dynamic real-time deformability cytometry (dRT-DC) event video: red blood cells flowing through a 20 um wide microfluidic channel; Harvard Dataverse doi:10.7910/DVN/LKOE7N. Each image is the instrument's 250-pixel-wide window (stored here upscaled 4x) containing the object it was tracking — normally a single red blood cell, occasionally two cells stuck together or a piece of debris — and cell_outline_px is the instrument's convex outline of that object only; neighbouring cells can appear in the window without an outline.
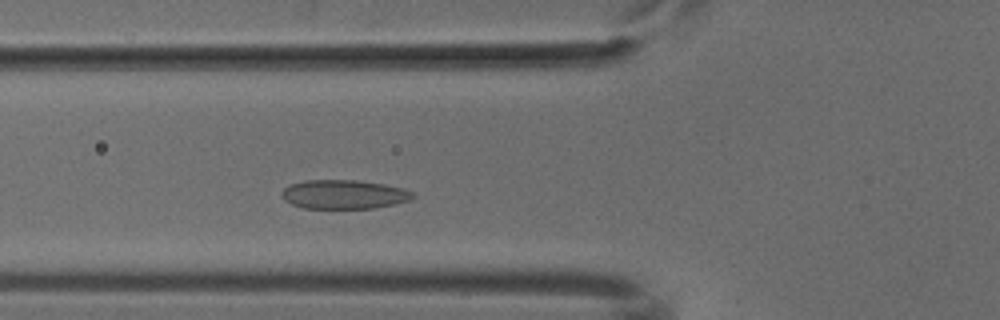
{"species": "common noctule bat (a hibernating species)", "species_latin": "Nyctalus noctula", "temperature_condition": "cold", "stored_images_in_passage": 44, "camera_frame_rate_fps": 3000, "um_per_image_px": 0.085, "animal": {"sex": "male", "body_mass_g": 18.8}, "frame": {"image": 1, "passage_image": 11, "time_ms": 3.333, "image_size_px": [1000, 320], "cell_outline_px": [[416, 196], [408, 200], [396, 204], [372, 208], [304, 208], [292, 204], [284, 200], [280, 192], [284, 188], [292, 184], [304, 180], [356, 180], [384, 184], [404, 188], [412, 192]], "centroid_in_image_um": [29.23, 16.52], "position_along_channel_um": 96.6, "area_um2": 22.14}}
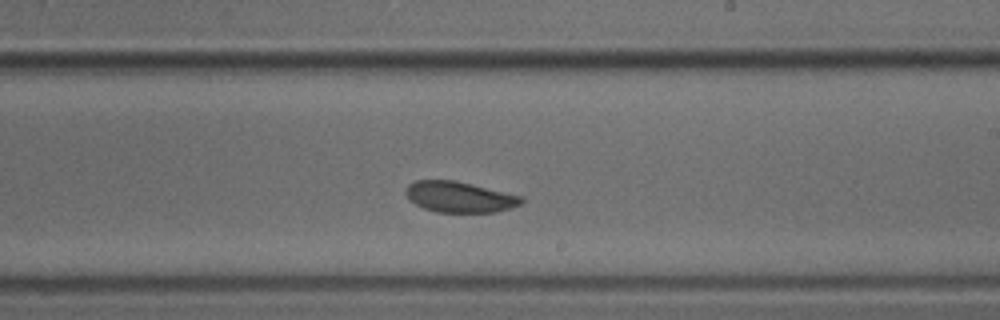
{"frame": {"image": 2, "passage_image": 23, "time_ms": 7.333, "image_size_px": [1000, 320], "cell_outline_px": [[524, 200], [520, 204], [512, 208], [496, 212], [436, 212], [424, 208], [416, 204], [404, 192], [408, 184], [416, 180], [456, 180], [524, 196]], "centroid_in_image_um": [39.1, 16.73], "position_along_channel_um": 249.9, "area_um2": 20.87}}
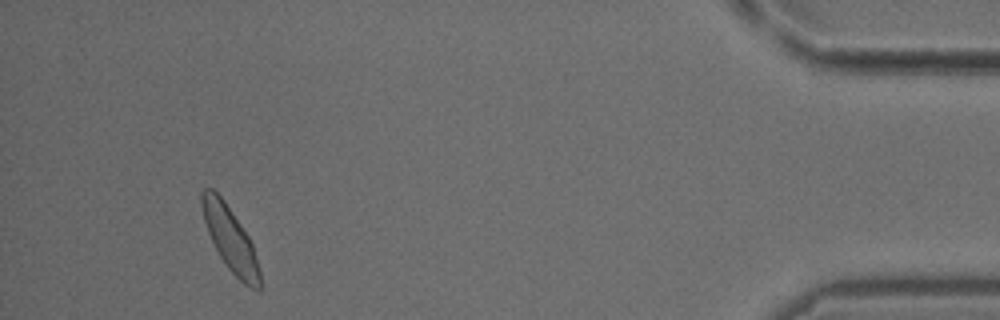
{"frame": {"image": 3, "passage_image": 41, "time_ms": 13.333, "image_size_px": [1000, 320], "cell_outline_px": [[260, 292], [248, 288], [228, 268], [220, 256], [208, 232], [204, 220], [200, 204], [200, 192], [204, 188], [212, 188], [224, 200], [248, 236], [252, 244], [260, 272]], "centroid_in_image_um": [19.56, 20.31], "position_along_channel_um": 415.6, "area_um2": 21.44}}